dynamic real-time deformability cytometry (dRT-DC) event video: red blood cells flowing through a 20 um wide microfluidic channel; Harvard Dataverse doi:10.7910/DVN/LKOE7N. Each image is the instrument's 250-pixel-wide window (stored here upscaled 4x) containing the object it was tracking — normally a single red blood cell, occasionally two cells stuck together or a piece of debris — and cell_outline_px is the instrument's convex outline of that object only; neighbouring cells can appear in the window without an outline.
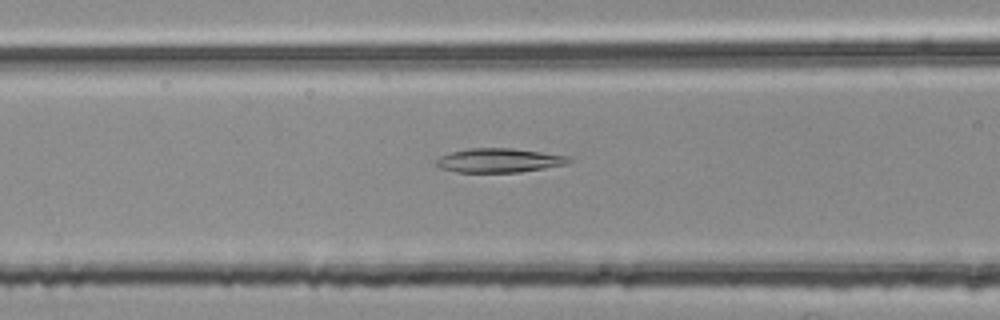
{"species": "common noctule bat (a hibernating species)", "species_latin": "Nyctalus noctula", "temperature_condition": "room temperature", "stored_images_in_passage": 42, "camera_frame_rate_fps": 3000, "um_per_image_px": 0.085, "animal": {"sex": "female", "body_mass_g": 25.1}, "frame": {"image": 1, "passage_image": 10, "time_ms": 3.0, "image_size_px": [1000, 320], "cell_outline_px": [[572, 160], [568, 164], [520, 172], [456, 172], [440, 168], [436, 164], [436, 160], [440, 156], [452, 152], [468, 148], [512, 148], [568, 156]], "centroid_in_image_um": [42.42, 13.63], "position_along_channel_um": 124.2, "area_um2": 18.55}}
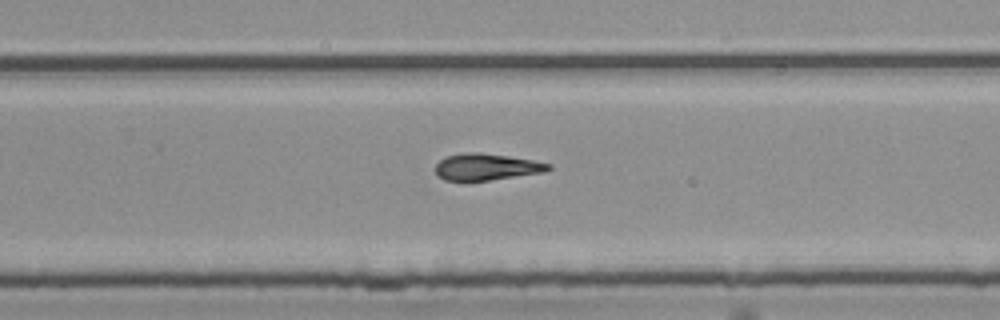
{"frame": {"image": 2, "passage_image": 23, "time_ms": 7.333, "image_size_px": [1000, 320], "cell_outline_px": [[552, 168], [544, 172], [488, 180], [444, 180], [436, 176], [436, 164], [444, 156], [468, 152], [480, 152], [508, 156], [532, 160], [552, 164]], "centroid_in_image_um": [41.33, 14.17], "position_along_channel_um": 288.5, "area_um2": 17.46}}
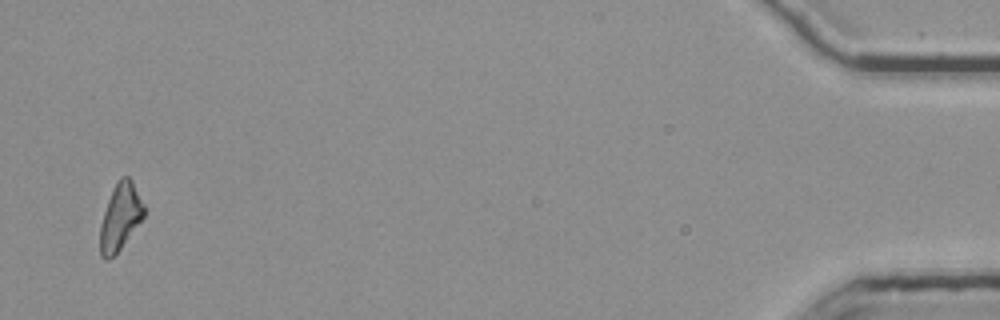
{"frame": {"image": 3, "passage_image": 41, "time_ms": 13.333, "image_size_px": [1000, 320], "cell_outline_px": [[144, 216], [120, 248], [108, 260], [104, 260], [100, 256], [100, 224], [108, 200], [120, 176], [128, 176], [132, 180], [144, 204]], "centroid_in_image_um": [10.21, 18.43], "position_along_channel_um": 425.0, "area_um2": 16.7}, "authors_computed_cell_mechanics": {"area_um2": 17.8891, "velocity_mm_per_s": 3.7894, "shape_relaxation_time_tau1_ms": null, "shape_relaxation_time_tau2_ms": 6.6751, "deformation_change_tau1": null, "deformation_change_tau2": 0.1708}}